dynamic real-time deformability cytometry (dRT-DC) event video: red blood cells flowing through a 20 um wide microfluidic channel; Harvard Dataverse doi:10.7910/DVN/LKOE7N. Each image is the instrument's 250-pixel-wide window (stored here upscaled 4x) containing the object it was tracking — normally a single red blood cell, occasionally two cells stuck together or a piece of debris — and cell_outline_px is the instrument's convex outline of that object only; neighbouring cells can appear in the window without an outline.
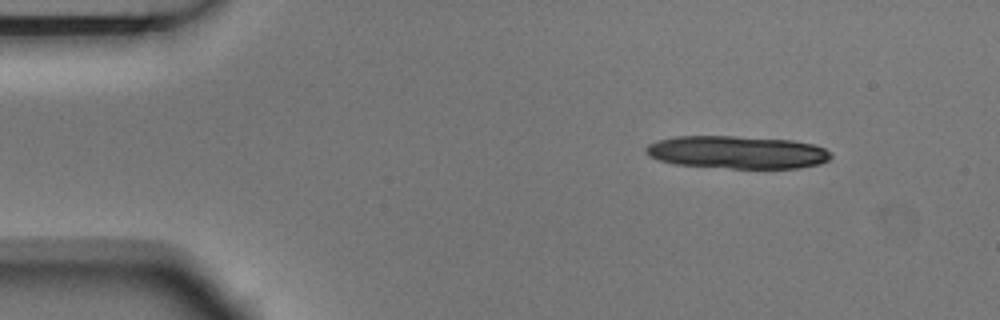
{"species": "Egyptian fruit bat (a non-hibernating species)", "species_latin": "Rousettus aegyptiacus", "temperature_condition": "room temperature", "stored_images_in_passage": 4, "camera_frame_rate_fps": 3000, "um_per_image_px": 0.085, "animal": {"sex": "male"}, "frame": {"image": 1, "passage_image": 1, "time_ms": 0.0, "image_size_px": [1000, 320], "cell_outline_px": [[832, 156], [828, 160], [820, 164], [800, 168], [732, 168], [676, 164], [660, 160], [648, 156], [644, 152], [644, 148], [648, 144], [656, 140], [676, 136], [732, 136], [792, 140], [816, 144], [824, 148]], "centroid_in_image_um": [62.64, 12.93], "position_along_channel_um": 22.4, "area_um2": 35.43}}
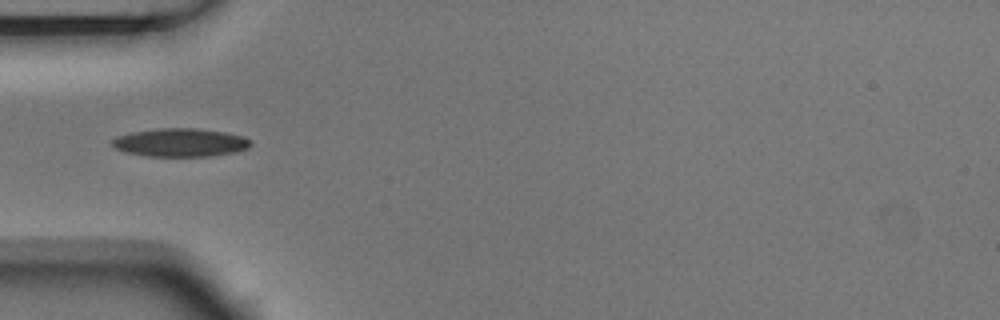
{"frame": {"image": 2, "passage_image": 4, "time_ms": 1.0, "image_size_px": [1000, 320], "cell_outline_px": [[252, 144], [248, 148], [236, 152], [208, 156], [148, 156], [124, 152], [116, 148], [112, 144], [112, 140], [116, 136], [132, 132], [160, 128], [196, 128], [224, 132], [244, 136], [252, 140]], "centroid_in_image_um": [15.35, 12.11], "position_along_channel_um": 69.6, "area_um2": 22.89}}